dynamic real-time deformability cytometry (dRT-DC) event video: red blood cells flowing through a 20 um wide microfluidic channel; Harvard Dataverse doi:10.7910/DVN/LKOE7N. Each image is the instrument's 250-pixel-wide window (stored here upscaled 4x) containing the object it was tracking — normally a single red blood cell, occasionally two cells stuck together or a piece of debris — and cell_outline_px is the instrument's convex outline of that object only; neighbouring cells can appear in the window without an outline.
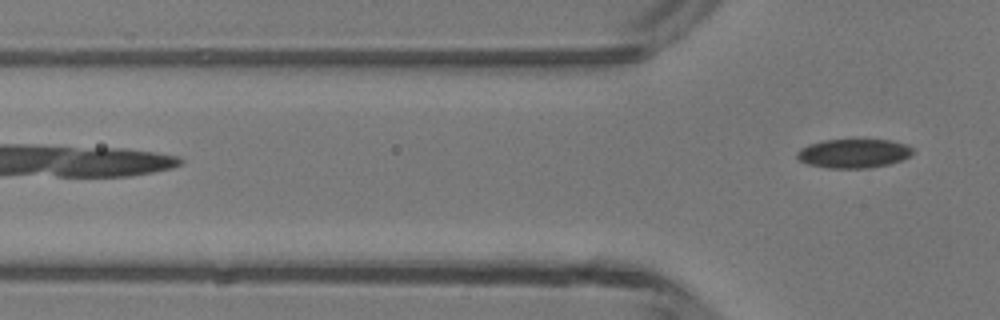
{"species": "common noctule bat (a hibernating species)", "species_latin": "Nyctalus noctula", "temperature_condition": "room temperature", "stored_images_in_passage": 4, "camera_frame_rate_fps": 3000, "um_per_image_px": 0.085, "animal": {"sex": "male", "body_mass_g": 13.3}, "frame": {"image": 1, "passage_image": 4, "time_ms": 4.333, "image_size_px": [1000, 320], "cell_outline_px": [[916, 152], [900, 160], [888, 164], [868, 168], [828, 168], [808, 164], [800, 160], [796, 156], [796, 152], [800, 148], [808, 144], [824, 140], [892, 140], [908, 144]], "centroid_in_image_um": [72.56, 13.03], "position_along_channel_um": 53.2, "area_um2": 19.59}}